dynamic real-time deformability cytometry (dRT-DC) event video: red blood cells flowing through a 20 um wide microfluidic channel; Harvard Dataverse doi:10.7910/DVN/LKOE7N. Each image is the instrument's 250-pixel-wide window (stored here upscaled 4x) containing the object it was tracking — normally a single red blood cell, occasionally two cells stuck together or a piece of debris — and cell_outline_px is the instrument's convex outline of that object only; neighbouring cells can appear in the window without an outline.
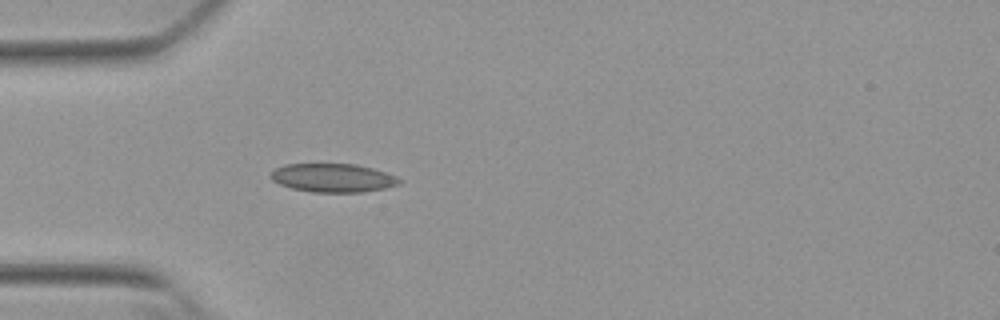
{"species": "Egyptian fruit bat (a non-hibernating species)", "species_latin": "Rousettus aegyptiacus", "temperature_condition": "warm", "stored_images_in_passage": 27, "camera_frame_rate_fps": 3000, "um_per_image_px": 0.085, "animal": {"sex": "female"}, "frame": {"image": 1, "passage_image": 5, "time_ms": 1.333, "image_size_px": [1000, 320], "cell_outline_px": [[404, 180], [400, 184], [384, 188], [360, 192], [312, 192], [292, 188], [280, 184], [272, 180], [268, 176], [276, 168], [284, 164], [356, 164], [372, 168], [396, 176]], "centroid_in_image_um": [28.3, 15.11], "position_along_channel_um": 56.7, "area_um2": 21.39}}
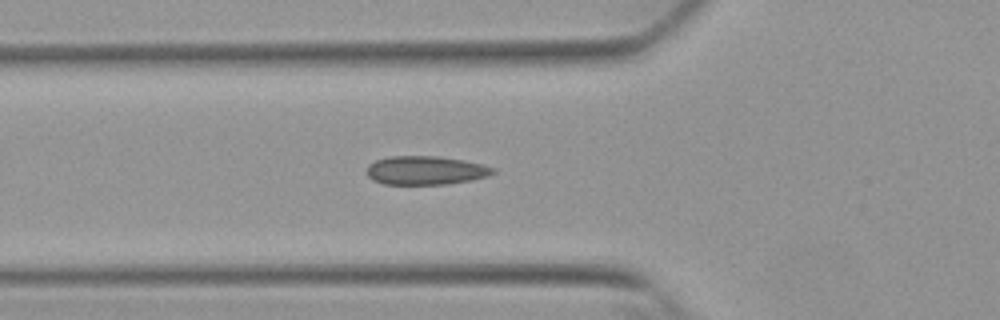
{"frame": {"image": 2, "passage_image": 8, "time_ms": 2.333, "image_size_px": [1000, 320], "cell_outline_px": [[496, 172], [488, 176], [472, 180], [448, 184], [384, 184], [372, 180], [364, 172], [368, 164], [376, 160], [388, 156], [440, 156], [464, 160], [496, 168]], "centroid_in_image_um": [36.15, 14.48], "position_along_channel_um": 89.6, "area_um2": 21.39}}